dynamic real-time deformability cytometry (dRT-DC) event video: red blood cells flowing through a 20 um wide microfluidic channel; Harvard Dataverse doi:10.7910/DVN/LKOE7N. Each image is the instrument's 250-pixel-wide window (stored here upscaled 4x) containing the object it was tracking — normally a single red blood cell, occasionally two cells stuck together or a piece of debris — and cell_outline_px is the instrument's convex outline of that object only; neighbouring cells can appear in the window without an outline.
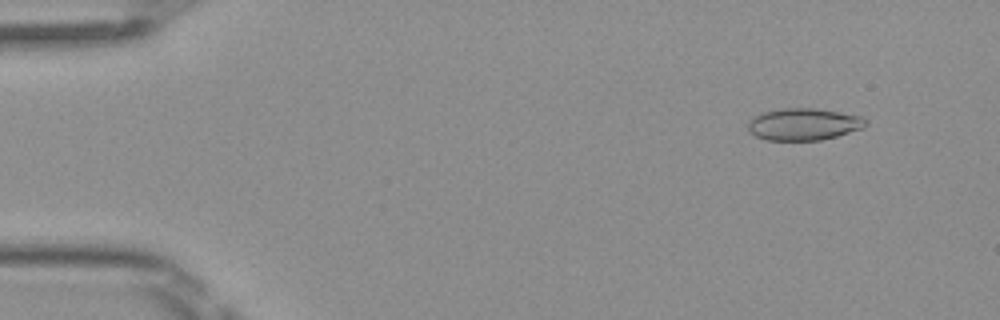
{"species": "Egyptian fruit bat (a non-hibernating species)", "species_latin": "Rousettus aegyptiacus", "temperature_condition": "room temperature", "stored_images_in_passage": 50, "camera_frame_rate_fps": 3000, "um_per_image_px": 0.085, "frame": {"image": 1, "passage_image": 5, "time_ms": 1.333, "image_size_px": [1000, 320], "cell_outline_px": [[868, 124], [864, 128], [836, 136], [820, 140], [764, 140], [748, 132], [748, 120], [760, 112], [780, 108], [816, 108], [860, 116], [868, 120]], "centroid_in_image_um": [68.28, 10.55], "position_along_channel_um": 16.7, "area_um2": 22.2}}
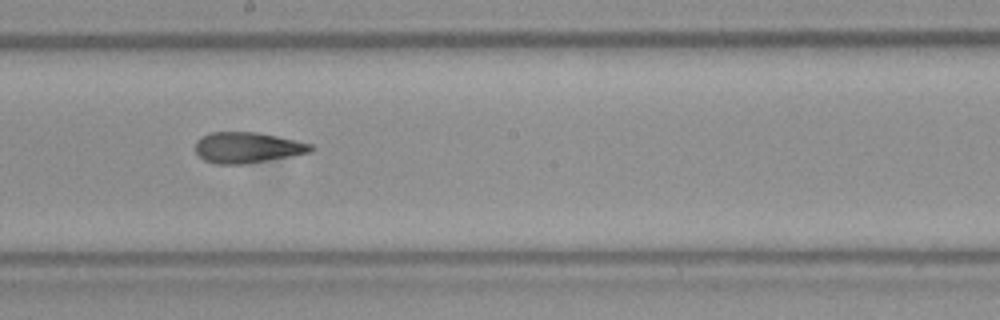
{"frame": {"image": 2, "passage_image": 28, "time_ms": 9.0, "image_size_px": [1000, 320], "cell_outline_px": [[316, 148], [312, 152], [292, 156], [244, 164], [216, 164], [204, 160], [196, 152], [196, 140], [212, 132], [256, 132], [296, 140], [312, 144]], "centroid_in_image_um": [21.06, 12.55], "position_along_channel_um": 227.1, "area_um2": 20.69}}
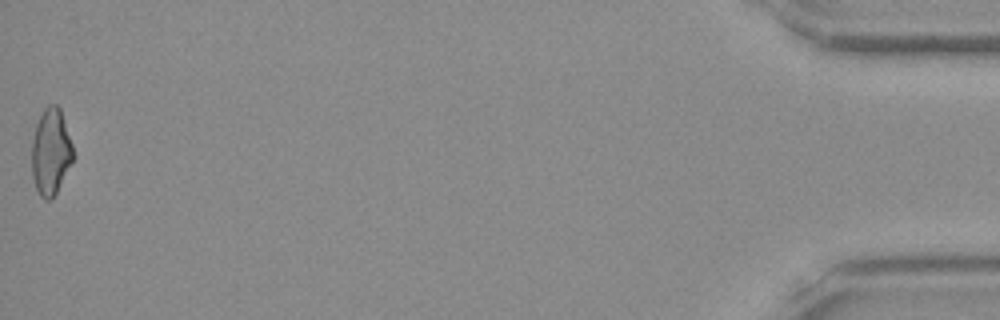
{"frame": {"image": 3, "passage_image": 50, "time_ms": 16.333, "image_size_px": [1000, 320], "cell_outline_px": [[72, 160], [52, 200], [44, 200], [40, 196], [36, 188], [32, 176], [32, 140], [36, 124], [44, 108], [48, 104], [56, 104], [60, 108], [72, 144]], "centroid_in_image_um": [4.29, 12.89], "position_along_channel_um": 430.9, "area_um2": 20.52}, "authors_computed_cell_mechanics": {"area_um2": 21.1548, "velocity_mm_per_s": 4.0948, "shape_relaxation_time_tau1_ms": null, "shape_relaxation_time_tau2_ms": 2.4482, "deformation_change_tau1": null, "deformation_change_tau2": 0.1013}}